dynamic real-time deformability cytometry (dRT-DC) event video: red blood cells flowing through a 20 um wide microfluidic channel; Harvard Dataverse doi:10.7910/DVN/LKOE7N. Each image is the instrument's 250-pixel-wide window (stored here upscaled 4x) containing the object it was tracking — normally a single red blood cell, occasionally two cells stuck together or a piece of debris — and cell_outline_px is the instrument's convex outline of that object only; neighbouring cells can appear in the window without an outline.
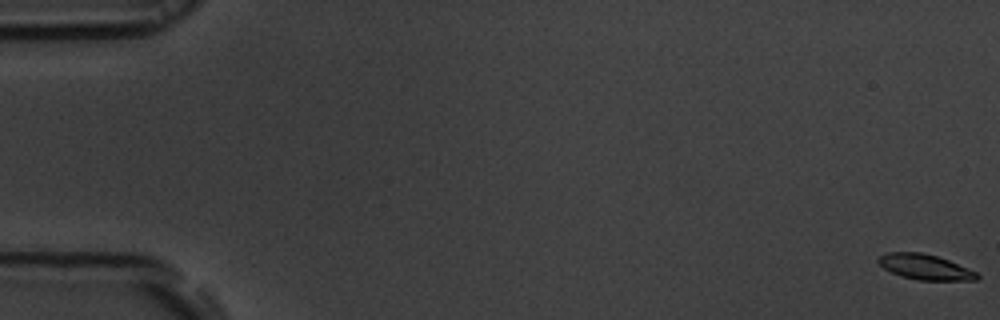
{"species": "common noctule bat (a hibernating species)", "species_latin": "Nyctalus noctula", "temperature_condition": "room temperature", "stored_images_in_passage": 57, "camera_frame_rate_fps": 3000, "um_per_image_px": 0.085, "animal": {"sex": "male", "body_mass_g": 19.5, "forearm_length_mm": 54.6}, "frame": {"image": 1, "passage_image": 1, "time_ms": 0.0, "image_size_px": [1000, 320], "cell_outline_px": [[980, 276], [976, 280], [920, 280], [900, 276], [884, 268], [876, 260], [880, 256], [888, 252], [920, 252], [936, 256], [948, 260], [976, 272]], "centroid_in_image_um": [78.61, 22.69], "position_along_channel_um": 6.4, "area_um2": 14.33}}
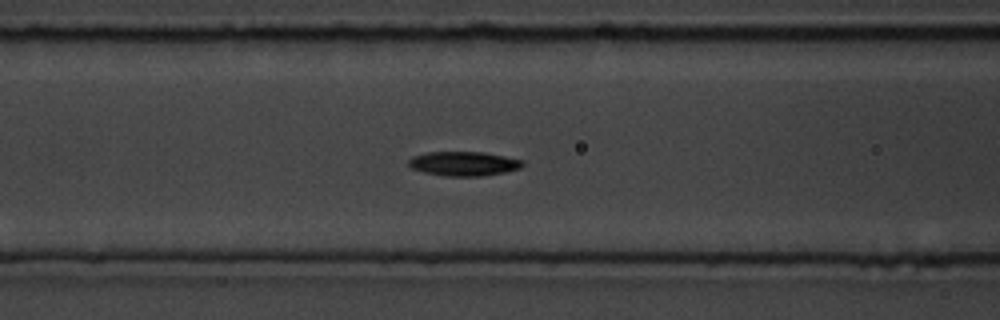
{"frame": {"image": 2, "passage_image": 24, "time_ms": 7.667, "image_size_px": [1000, 320], "cell_outline_px": [[524, 164], [520, 168], [504, 172], [480, 176], [444, 176], [424, 172], [412, 168], [408, 164], [408, 160], [412, 156], [428, 152], [484, 152], [524, 160]], "centroid_in_image_um": [39.41, 13.9], "position_along_channel_um": 127.2, "area_um2": 16.13}}
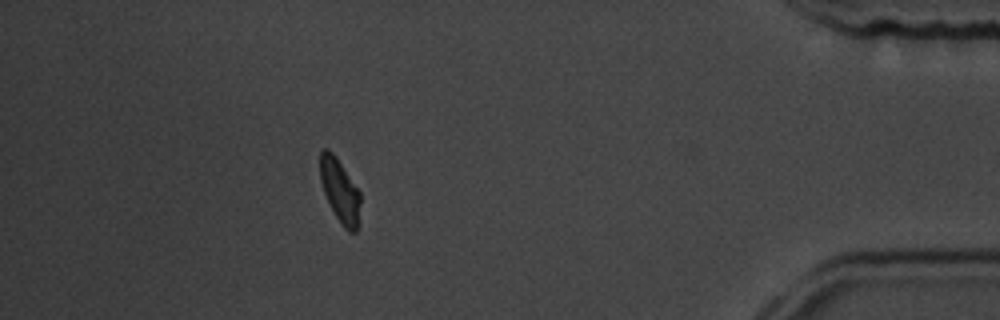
{"frame": {"image": 3, "passage_image": 51, "time_ms": 16.667, "image_size_px": [1000, 320], "cell_outline_px": [[360, 204], [356, 232], [348, 232], [344, 228], [336, 216], [324, 192], [320, 180], [320, 152], [324, 148], [328, 148], [336, 156], [360, 192]], "centroid_in_image_um": [28.88, 16.18], "position_along_channel_um": 406.3, "area_um2": 14.68}, "authors_computed_cell_mechanics": {"area_um2": 15.4904, "velocity_mm_per_s": 3.6552, "shape_relaxation_time_tau1_ms": 3.7373, "shape_relaxation_time_tau2_ms": 8.2542, "deformation_change_tau1": 0.1264, "deformation_change_tau2": 0.1405}}